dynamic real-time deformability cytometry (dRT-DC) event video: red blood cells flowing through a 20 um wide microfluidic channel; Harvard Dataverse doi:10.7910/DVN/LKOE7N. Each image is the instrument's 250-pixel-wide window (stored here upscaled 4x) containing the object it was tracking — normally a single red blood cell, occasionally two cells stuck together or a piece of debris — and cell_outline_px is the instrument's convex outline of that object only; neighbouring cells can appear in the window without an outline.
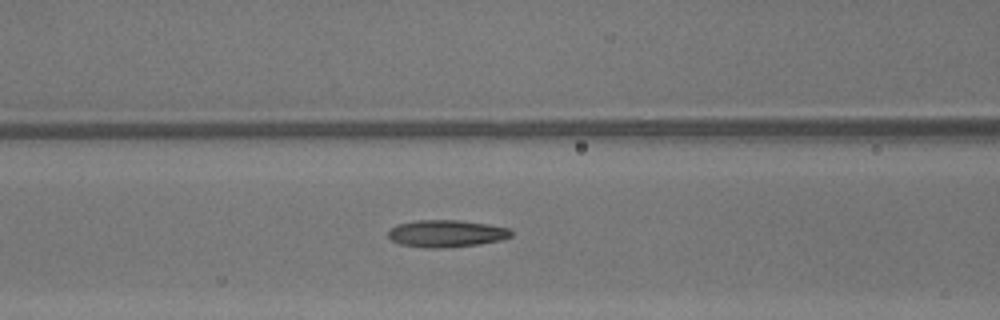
{"species": "common noctule bat (a hibernating species)", "species_latin": "Nyctalus noctula", "temperature_condition": "warm", "stored_images_in_passage": 48, "camera_frame_rate_fps": 3000, "um_per_image_px": 0.085, "animal": {"sex": "male", "body_mass_g": 13.3}, "frame": {"image": 1, "passage_image": 21, "time_ms": 6.667, "image_size_px": [1000, 320], "cell_outline_px": [[512, 236], [500, 240], [480, 244], [440, 248], [424, 248], [400, 244], [392, 240], [388, 236], [388, 232], [396, 224], [416, 220], [460, 220], [488, 224], [508, 228], [512, 232]], "centroid_in_image_um": [37.93, 19.85], "position_along_channel_um": 128.7, "area_um2": 19.48}}
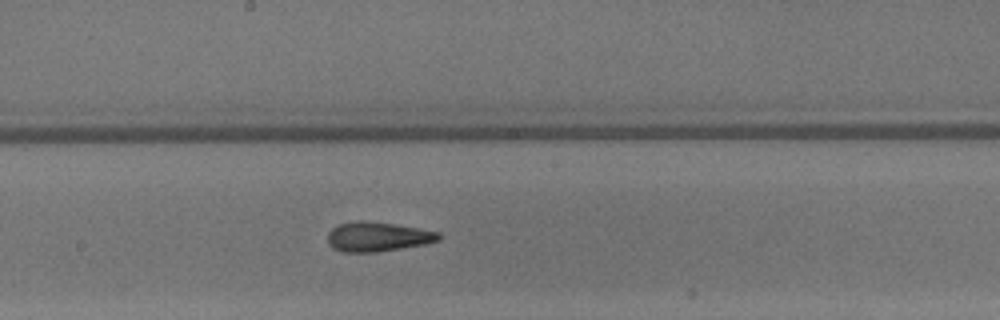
{"frame": {"image": 2, "passage_image": 27, "time_ms": 8.667, "image_size_px": [1000, 320], "cell_outline_px": [[440, 240], [424, 244], [376, 252], [344, 252], [332, 248], [328, 244], [328, 232], [332, 228], [340, 224], [360, 220], [364, 220], [396, 224], [440, 232]], "centroid_in_image_um": [32.08, 20.12], "position_along_channel_um": 216.1, "area_um2": 19.07}}
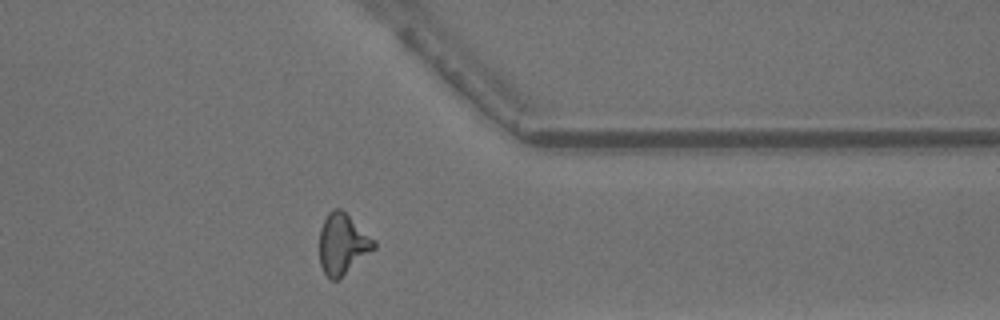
{"frame": {"image": 3, "passage_image": 39, "time_ms": 12.667, "image_size_px": [1000, 320], "cell_outline_px": [[376, 248], [336, 280], [332, 280], [324, 272], [320, 264], [320, 228], [328, 212], [336, 208], [340, 208], [376, 240]], "centroid_in_image_um": [29.13, 20.72], "position_along_channel_um": 382.3, "area_um2": 18.96}, "authors_computed_cell_mechanics": {"area_um2": 18.8717, "velocity_mm_per_s": 4.3697, "shape_relaxation_time_tau1_ms": 6.3671, "shape_relaxation_time_tau2_ms": 2.3643, "deformation_change_tau1": 0.2111, "deformation_change_tau2": 0.1285}}